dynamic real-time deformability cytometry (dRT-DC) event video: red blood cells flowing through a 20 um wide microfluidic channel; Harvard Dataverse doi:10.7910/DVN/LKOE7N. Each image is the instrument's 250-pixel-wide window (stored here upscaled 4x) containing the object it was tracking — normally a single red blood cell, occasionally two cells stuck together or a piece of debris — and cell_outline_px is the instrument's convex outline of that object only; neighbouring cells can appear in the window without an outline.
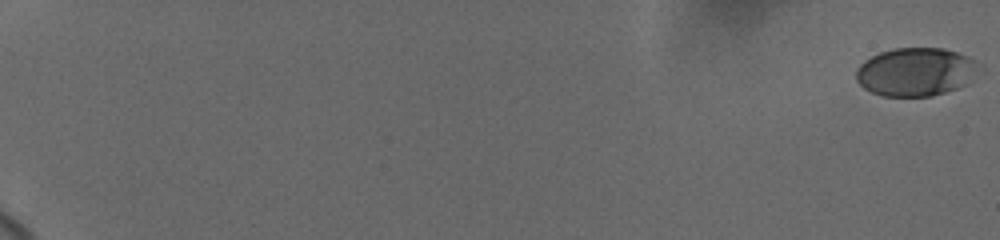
{"species": "human", "species_latin": "Homo sapiens", "temperature_condition": "cold", "stored_images_in_passage": 55, "camera_frame_rate_fps": 3000, "um_per_image_px": 0.085, "donor": {"sex": "female"}, "frame": {"image": 1, "passage_image": 1, "time_ms": 0.0, "image_size_px": [1000, 240], "cell_outline_px": [[984, 68], [964, 84], [956, 88], [932, 96], [884, 96], [872, 92], [864, 88], [856, 80], [856, 68], [864, 60], [880, 52], [896, 48], [944, 48], [968, 56], [976, 60]], "centroid_in_image_um": [77.86, 6.1], "position_along_channel_um": 7.1, "area_um2": 34.74}}
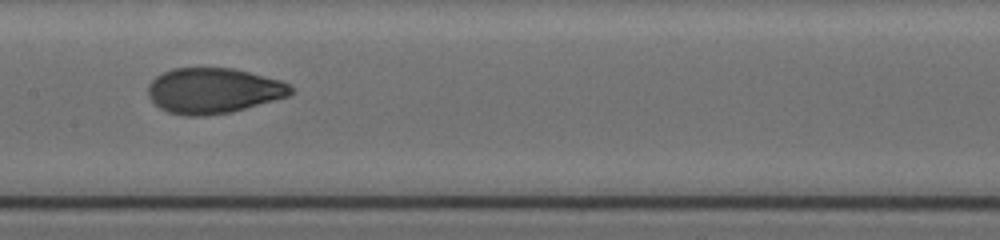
{"frame": {"image": 2, "passage_image": 34, "time_ms": 11.333, "image_size_px": [1000, 240], "cell_outline_px": [[292, 92], [288, 96], [232, 112], [204, 116], [184, 116], [168, 112], [160, 108], [148, 96], [148, 84], [156, 76], [172, 68], [232, 68], [280, 80], [288, 84], [292, 88]], "centroid_in_image_um": [18.1, 7.71], "position_along_channel_um": 189.3, "area_um2": 37.69}}
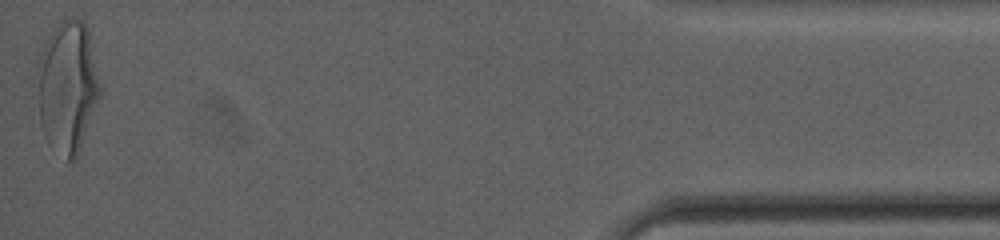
{"frame": {"image": 3, "passage_image": 55, "time_ms": 19.667, "image_size_px": [1000, 240], "cell_outline_px": [[100, 96], [80, 148], [76, 156], [72, 160], [68, 160], [44, 132], [40, 124], [36, 68], [36, 64], [40, 52], [48, 36], [64, 20], [72, 16], [80, 20], [88, 28], [100, 88]], "centroid_in_image_um": [5.72, 7.29], "position_along_channel_um": 429.5, "area_um2": 47.05}, "authors_computed_cell_mechanics": {"area_um2": 36.703, "velocity_mm_per_s": 3.7023, "shape_relaxation_time_tau1_ms": 3.4048, "shape_relaxation_time_tau2_ms": 0.8913, "deformation_change_tau1": 0.1818, "deformation_change_tau2": 0.0563}}